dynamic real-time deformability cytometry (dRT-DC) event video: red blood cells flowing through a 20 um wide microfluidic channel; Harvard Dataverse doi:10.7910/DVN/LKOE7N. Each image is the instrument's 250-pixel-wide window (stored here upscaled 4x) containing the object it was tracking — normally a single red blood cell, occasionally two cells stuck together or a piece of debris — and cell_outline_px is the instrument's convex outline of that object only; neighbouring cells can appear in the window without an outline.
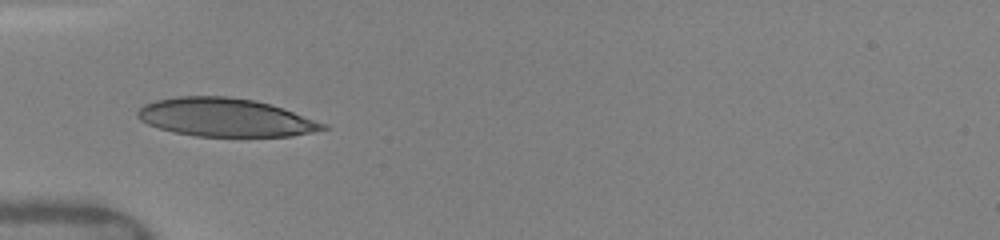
{"species": "human", "species_latin": "Homo sapiens", "temperature_condition": "warm", "stored_images_in_passage": 7, "camera_frame_rate_fps": 3000, "um_per_image_px": 0.085, "donor": {"sex": "female"}, "frame": {"image": 1, "passage_image": 4, "time_ms": 3.0, "image_size_px": [1000, 240], "cell_outline_px": [[332, 128], [292, 136], [196, 136], [172, 132], [148, 124], [140, 120], [136, 116], [136, 112], [144, 104], [156, 100], [176, 96], [228, 96], [256, 100], [328, 124]], "centroid_in_image_um": [19.14, 9.98], "position_along_channel_um": 65.9, "area_um2": 41.33}}
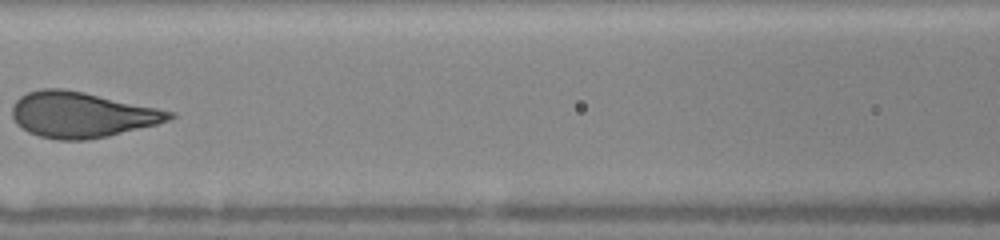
{"frame": {"image": 2, "passage_image": 6, "time_ms": 5.333, "image_size_px": [1000, 240], "cell_outline_px": [[176, 116], [168, 120], [156, 124], [108, 136], [88, 140], [56, 140], [40, 136], [28, 132], [16, 124], [12, 116], [12, 104], [20, 96], [28, 92], [40, 88], [64, 88], [84, 92], [176, 112]], "centroid_in_image_um": [6.91, 9.75], "position_along_channel_um": 159.7, "area_um2": 41.85}}